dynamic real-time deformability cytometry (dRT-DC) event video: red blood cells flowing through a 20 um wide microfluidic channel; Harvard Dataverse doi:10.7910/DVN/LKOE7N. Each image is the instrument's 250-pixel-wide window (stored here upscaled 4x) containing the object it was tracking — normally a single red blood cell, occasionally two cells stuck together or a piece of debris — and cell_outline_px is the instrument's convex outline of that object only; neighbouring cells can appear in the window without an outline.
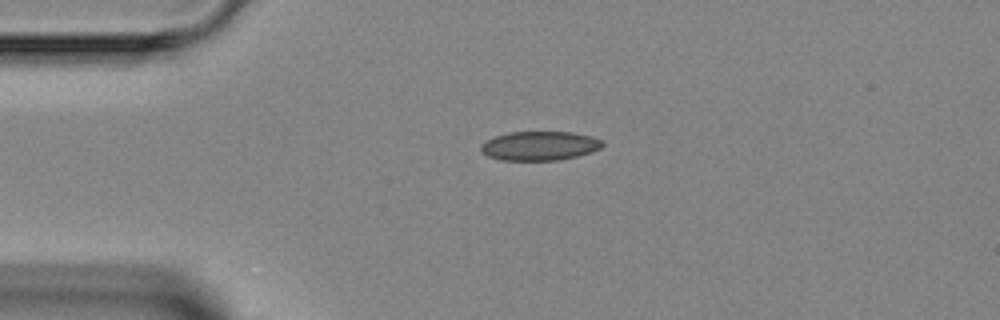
{"species": "Egyptian fruit bat (a non-hibernating species)", "species_latin": "Rousettus aegyptiacus", "temperature_condition": "room temperature", "stored_images_in_passage": 2, "camera_frame_rate_fps": 3000, "um_per_image_px": 0.085, "animal": {"sex": "female"}, "frame": {"image": 1, "passage_image": 1, "time_ms": 0.0, "image_size_px": [1000, 320], "cell_outline_px": [[604, 144], [600, 148], [592, 152], [560, 160], [500, 160], [488, 156], [480, 152], [480, 144], [496, 136], [508, 132], [572, 132], [592, 136], [604, 140]], "centroid_in_image_um": [45.88, 12.39], "position_along_channel_um": 39.1, "area_um2": 20.75}}